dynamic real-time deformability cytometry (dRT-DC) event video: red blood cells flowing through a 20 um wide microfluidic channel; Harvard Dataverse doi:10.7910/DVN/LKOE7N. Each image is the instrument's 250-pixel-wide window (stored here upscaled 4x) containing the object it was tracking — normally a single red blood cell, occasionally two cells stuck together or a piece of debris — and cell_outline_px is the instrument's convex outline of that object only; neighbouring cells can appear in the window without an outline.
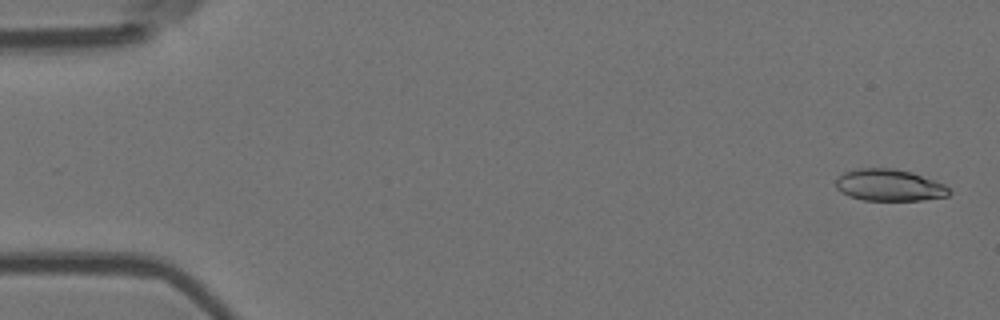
{"species": "Egyptian fruit bat (a non-hibernating species)", "species_latin": "Rousettus aegyptiacus", "temperature_condition": "room temperature", "stored_images_in_passage": 5, "camera_frame_rate_fps": 3000, "um_per_image_px": 0.085, "animal": {"sex": "female"}, "frame": {"image": 1, "passage_image": 1, "time_ms": 0.0, "image_size_px": [1000, 320], "cell_outline_px": [[952, 192], [948, 196], [920, 200], [864, 200], [848, 196], [840, 192], [836, 188], [836, 180], [844, 172], [852, 168], [896, 168], [912, 172], [944, 184]], "centroid_in_image_um": [75.56, 15.73], "position_along_channel_um": 9.4, "area_um2": 21.1}}